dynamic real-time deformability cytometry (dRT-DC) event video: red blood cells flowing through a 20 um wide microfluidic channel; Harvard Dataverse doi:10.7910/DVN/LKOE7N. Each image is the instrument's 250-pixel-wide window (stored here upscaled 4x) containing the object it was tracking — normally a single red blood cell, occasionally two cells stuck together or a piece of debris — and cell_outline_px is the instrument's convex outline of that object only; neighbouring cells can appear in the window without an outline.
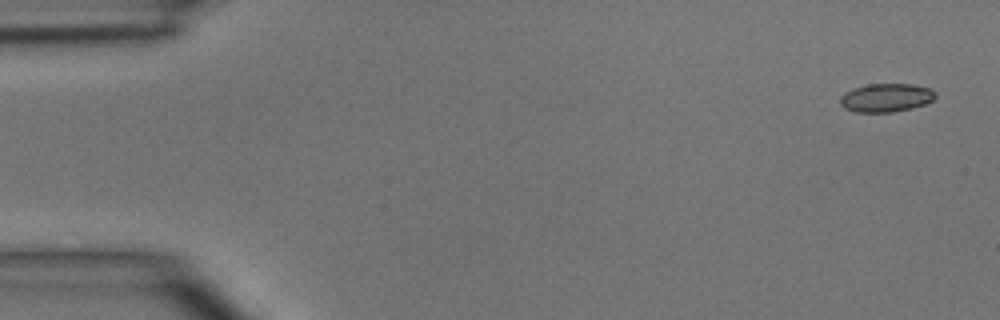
{"species": "common noctule bat (a hibernating species)", "species_latin": "Nyctalus noctula", "temperature_condition": "room temperature", "stored_images_in_passage": 4, "camera_frame_rate_fps": 3000, "um_per_image_px": 0.085, "animal": {"sex": "male", "body_mass_g": 15.6}, "frame": {"image": 1, "passage_image": 1, "time_ms": 0.0, "image_size_px": [1000, 320], "cell_outline_px": [[936, 96], [932, 100], [924, 104], [912, 108], [892, 112], [856, 112], [844, 108], [840, 104], [840, 96], [844, 92], [852, 88], [868, 84], [912, 84], [932, 88], [936, 92]], "centroid_in_image_um": [75.31, 8.3], "position_along_channel_um": 9.7, "area_um2": 15.95}}
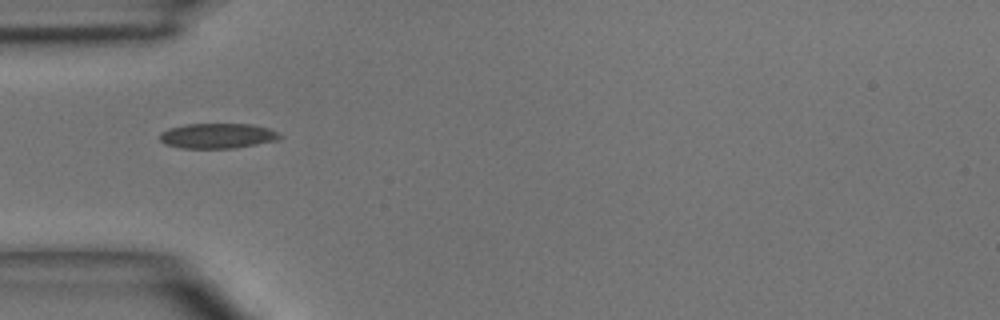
{"frame": {"image": 2, "passage_image": 4, "time_ms": 4.333, "image_size_px": [1000, 320], "cell_outline_px": [[284, 136], [280, 140], [236, 148], [180, 148], [164, 144], [160, 140], [160, 132], [168, 128], [188, 124], [252, 124], [268, 128]], "centroid_in_image_um": [18.5, 11.55], "position_along_channel_um": 66.5, "area_um2": 17.74}}